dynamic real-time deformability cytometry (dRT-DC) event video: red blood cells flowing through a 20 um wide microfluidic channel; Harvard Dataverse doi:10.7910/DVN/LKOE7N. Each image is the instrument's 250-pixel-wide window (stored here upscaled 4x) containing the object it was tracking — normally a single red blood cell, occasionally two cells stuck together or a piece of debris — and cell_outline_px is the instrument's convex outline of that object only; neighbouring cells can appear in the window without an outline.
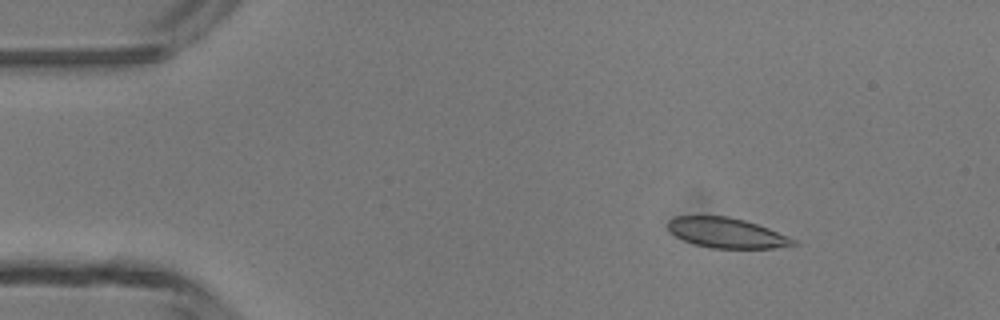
{"species": "common noctule bat (a hibernating species)", "species_latin": "Nyctalus noctula", "temperature_condition": "room temperature", "stored_images_in_passage": 6, "camera_frame_rate_fps": 3000, "um_per_image_px": 0.085, "animal": {"sex": "male", "body_mass_g": 13.3}, "frame": {"image": 1, "passage_image": 2, "time_ms": 1.0, "image_size_px": [1000, 320], "cell_outline_px": [[800, 244], [772, 248], [712, 248], [696, 244], [684, 240], [676, 236], [668, 228], [668, 220], [676, 216], [728, 216], [744, 220], [768, 228], [788, 236], [796, 240]], "centroid_in_image_um": [61.78, 19.79], "position_along_channel_um": 23.2, "area_um2": 21.79}}
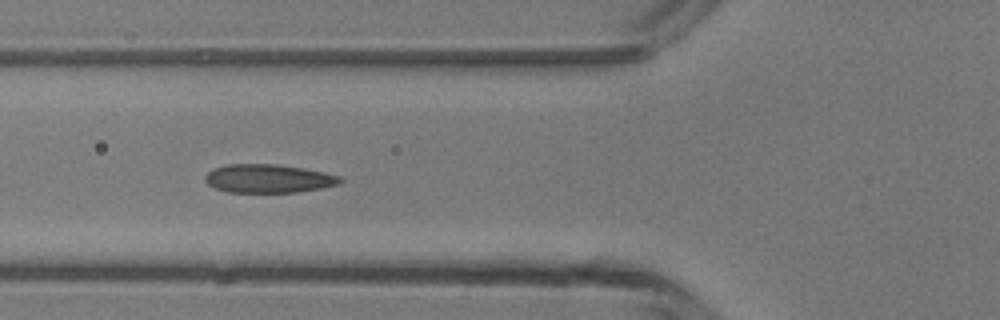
{"frame": {"image": 2, "passage_image": 5, "time_ms": 4.667, "image_size_px": [1000, 320], "cell_outline_px": [[344, 180], [340, 184], [320, 188], [296, 192], [228, 192], [216, 188], [208, 184], [204, 180], [204, 176], [212, 168], [228, 164], [276, 164], [324, 172], [340, 176]], "centroid_in_image_um": [22.8, 15.17], "position_along_channel_um": 103.0, "area_um2": 22.37}}
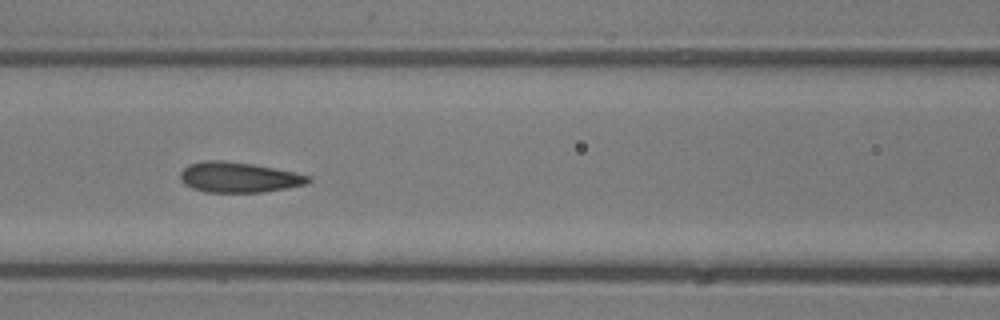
{"frame": {"image": 3, "passage_image": 6, "time_ms": 5.667, "image_size_px": [1000, 320], "cell_outline_px": [[312, 180], [304, 184], [288, 188], [264, 192], [204, 192], [192, 188], [184, 184], [180, 180], [180, 172], [188, 164], [204, 160], [224, 160], [252, 164], [312, 176]], "centroid_in_image_um": [20.25, 15.07], "position_along_channel_um": 146.3, "area_um2": 22.66}}